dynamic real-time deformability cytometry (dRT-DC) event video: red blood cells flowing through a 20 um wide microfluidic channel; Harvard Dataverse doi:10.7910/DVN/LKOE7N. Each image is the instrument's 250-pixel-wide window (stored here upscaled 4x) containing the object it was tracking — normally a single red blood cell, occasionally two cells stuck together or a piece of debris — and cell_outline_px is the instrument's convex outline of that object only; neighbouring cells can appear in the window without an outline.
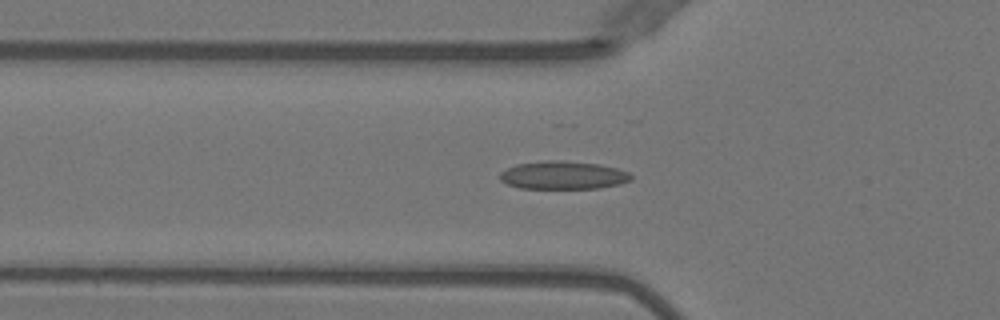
{"species": "Egyptian fruit bat (a non-hibernating species)", "species_latin": "Rousettus aegyptiacus", "temperature_condition": "warm", "stored_images_in_passage": 50, "camera_frame_rate_fps": 3000, "um_per_image_px": 0.085, "animal": {"sex": "female"}, "frame": {"image": 1, "passage_image": 16, "time_ms": 5.0, "image_size_px": [1000, 320], "cell_outline_px": [[632, 180], [620, 184], [600, 188], [520, 188], [508, 184], [500, 180], [500, 172], [516, 164], [548, 160], [560, 160], [600, 164], [616, 168], [628, 172], [632, 176]], "centroid_in_image_um": [47.88, 14.89], "position_along_channel_um": 77.9, "area_um2": 21.44}}
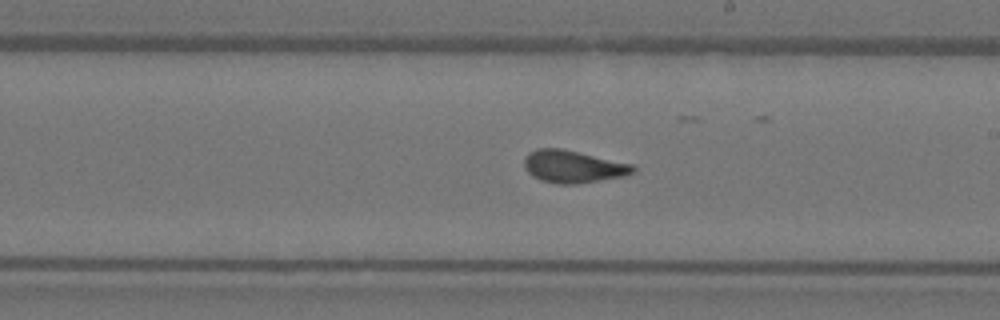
{"frame": {"image": 2, "passage_image": 28, "time_ms": 9.0, "image_size_px": [1000, 320], "cell_outline_px": [[636, 172], [624, 176], [576, 184], [560, 184], [540, 180], [532, 176], [524, 168], [524, 160], [528, 152], [536, 148], [560, 148], [632, 164], [636, 168]], "centroid_in_image_um": [48.69, 14.16], "position_along_channel_um": 240.3, "area_um2": 20.52}}
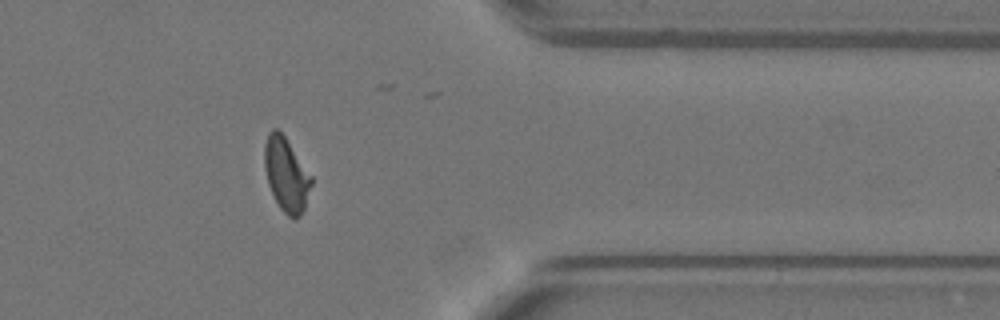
{"frame": {"image": 3, "passage_image": 40, "time_ms": 13.0, "image_size_px": [1000, 320], "cell_outline_px": [[312, 184], [304, 208], [300, 216], [296, 220], [292, 220], [280, 208], [268, 184], [264, 168], [264, 144], [268, 132], [272, 128], [276, 128], [284, 136], [312, 176]], "centroid_in_image_um": [24.32, 14.85], "position_along_channel_um": 387.1, "area_um2": 20.11}, "authors_computed_cell_mechanics": {"area_um2": 20.519, "velocity_mm_per_s": 4.0401, "shape_relaxation_time_tau1_ms": null, "shape_relaxation_time_tau2_ms": 0.8727, "deformation_change_tau1": null, "deformation_change_tau2": 0.067}}